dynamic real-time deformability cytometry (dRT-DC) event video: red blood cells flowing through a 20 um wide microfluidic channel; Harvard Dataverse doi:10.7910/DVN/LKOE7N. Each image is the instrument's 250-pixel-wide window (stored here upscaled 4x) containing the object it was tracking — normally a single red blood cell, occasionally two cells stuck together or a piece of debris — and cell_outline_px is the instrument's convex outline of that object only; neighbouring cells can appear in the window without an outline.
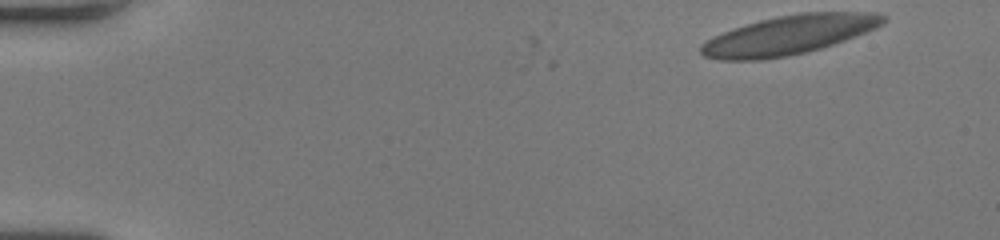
{"species": "human", "species_latin": "Homo sapiens", "temperature_condition": "room temperature", "stored_images_in_passage": 48, "camera_frame_rate_fps": 3000, "um_per_image_px": 0.085, "donor": {"sex": "female"}, "frame": {"image": 1, "passage_image": 1, "time_ms": 0.0, "image_size_px": [1000, 240], "cell_outline_px": [[888, 16], [884, 24], [876, 28], [844, 40], [820, 48], [804, 52], [784, 56], [760, 60], [720, 60], [704, 56], [700, 52], [700, 44], [712, 36], [760, 20], [776, 16], [800, 12], [872, 12]], "centroid_in_image_um": [67.06, 2.96], "position_along_channel_um": 17.9, "area_um2": 41.27}}
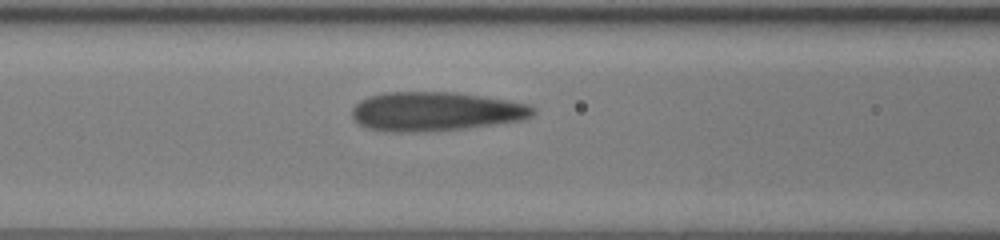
{"frame": {"image": 2, "passage_image": 19, "time_ms": 6.0, "image_size_px": [1000, 240], "cell_outline_px": [[536, 112], [532, 116], [520, 120], [496, 124], [464, 128], [416, 132], [392, 132], [368, 128], [352, 120], [352, 108], [360, 100], [368, 96], [384, 92], [456, 92], [508, 100], [528, 104], [536, 108]], "centroid_in_image_um": [37.01, 9.46], "position_along_channel_um": 129.6, "area_um2": 41.33}}
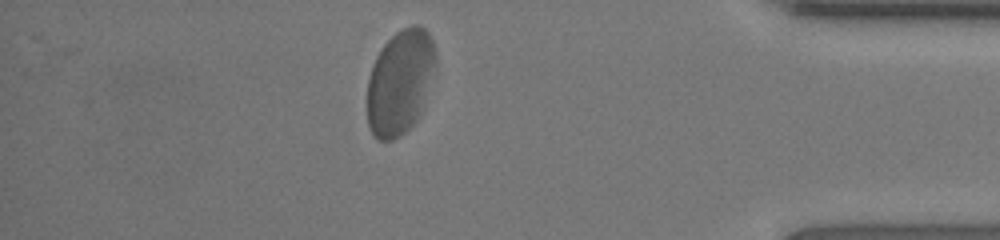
{"frame": {"image": 3, "passage_image": 42, "time_ms": 13.667, "image_size_px": [1000, 240], "cell_outline_px": [[436, 64], [424, 108], [420, 116], [400, 136], [392, 140], [376, 140], [372, 136], [368, 128], [368, 80], [372, 64], [376, 56], [384, 44], [396, 32], [412, 24], [416, 24], [424, 28], [428, 32], [436, 48]], "centroid_in_image_um": [34.02, 6.99], "position_along_channel_um": 401.2, "area_um2": 42.25}, "authors_computed_cell_mechanics": {"area_um2": 41.2114, "velocity_mm_per_s": 3.9537, "shape_relaxation_time_tau1_ms": 6.9866, "shape_relaxation_time_tau2_ms": null, "deformation_change_tau1": 0.1926, "deformation_change_tau2": null}}